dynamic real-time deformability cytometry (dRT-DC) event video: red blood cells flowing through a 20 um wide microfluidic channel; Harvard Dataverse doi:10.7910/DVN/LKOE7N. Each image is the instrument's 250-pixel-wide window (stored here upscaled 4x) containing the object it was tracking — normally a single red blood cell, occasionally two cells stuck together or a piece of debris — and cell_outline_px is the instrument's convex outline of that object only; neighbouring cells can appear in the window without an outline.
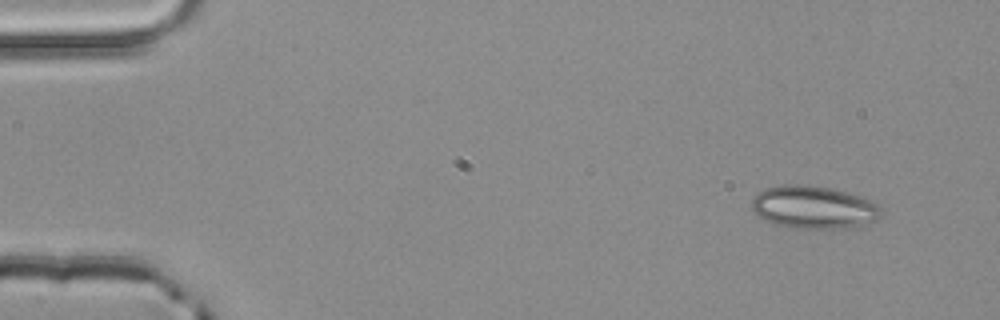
{"species": "common noctule bat (a hibernating species)", "species_latin": "Nyctalus noctula", "temperature_condition": "room temperature", "stored_images_in_passage": 3, "camera_frame_rate_fps": 3000, "um_per_image_px": 0.085, "animal": {"sex": "male", "body_mass_g": 20.4}, "frame": {"image": 1, "passage_image": 1, "time_ms": 0.0, "image_size_px": [1000, 320], "cell_outline_px": [[884, 216], [876, 220], [844, 228], [792, 228], [772, 224], [756, 216], [752, 208], [752, 196], [756, 192], [764, 188], [784, 184], [804, 184], [828, 188], [844, 192], [872, 200], [880, 204], [884, 208]], "centroid_in_image_um": [69.14, 17.61], "position_along_channel_um": 15.9, "area_um2": 32.71}}